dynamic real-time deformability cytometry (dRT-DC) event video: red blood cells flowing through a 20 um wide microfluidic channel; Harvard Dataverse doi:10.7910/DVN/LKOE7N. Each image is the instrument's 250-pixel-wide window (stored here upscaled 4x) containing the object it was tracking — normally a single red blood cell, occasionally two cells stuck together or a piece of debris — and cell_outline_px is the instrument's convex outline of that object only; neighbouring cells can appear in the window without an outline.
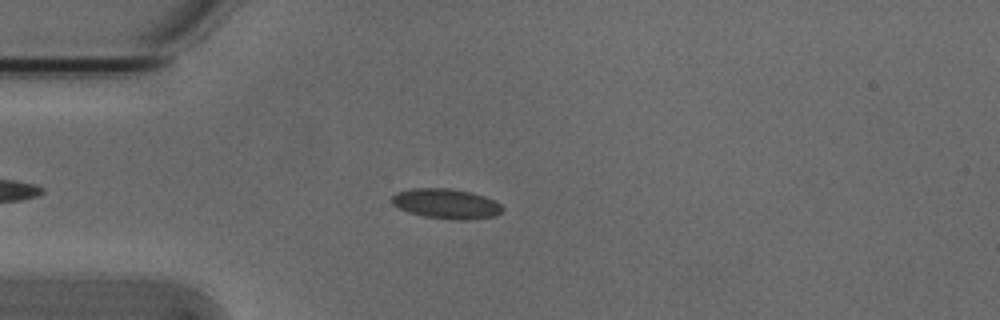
{"species": "Egyptian fruit bat (a non-hibernating species)", "species_latin": "Rousettus aegyptiacus", "temperature_condition": "cold", "stored_images_in_passage": 4, "camera_frame_rate_fps": 3000, "um_per_image_px": 0.085, "animal": {"sex": "male"}, "frame": {"image": 1, "passage_image": 3, "time_ms": 0.667, "image_size_px": [1000, 320], "cell_outline_px": [[504, 212], [496, 216], [468, 220], [460, 220], [424, 216], [408, 212], [392, 204], [388, 200], [396, 192], [412, 188], [448, 188], [472, 192], [496, 200], [504, 208]], "centroid_in_image_um": [37.95, 17.31], "position_along_channel_um": 47.1, "area_um2": 19.59}}